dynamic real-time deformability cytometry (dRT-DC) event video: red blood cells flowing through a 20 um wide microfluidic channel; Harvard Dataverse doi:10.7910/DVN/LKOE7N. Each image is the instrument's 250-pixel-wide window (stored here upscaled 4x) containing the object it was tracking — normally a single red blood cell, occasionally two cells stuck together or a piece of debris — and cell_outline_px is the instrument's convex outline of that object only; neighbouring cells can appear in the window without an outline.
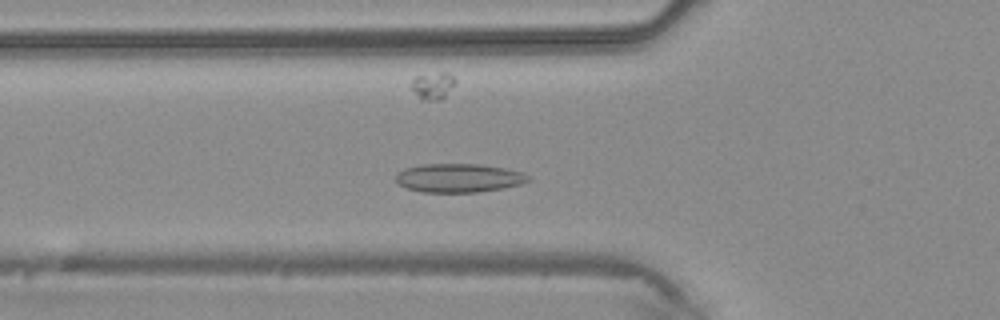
{"species": "common noctule bat (a hibernating species)", "species_latin": "Nyctalus noctula", "temperature_condition": "warm", "stored_images_in_passage": 38, "camera_frame_rate_fps": 3000, "um_per_image_px": 0.085, "animal": {"sex": "male", "body_mass_g": 20.4}, "frame": {"image": 1, "passage_image": 10, "time_ms": 3.0, "image_size_px": [1000, 320], "cell_outline_px": [[532, 180], [520, 184], [504, 188], [476, 192], [420, 192], [408, 188], [400, 184], [396, 180], [396, 172], [404, 168], [420, 164], [480, 164], [504, 168], [524, 172]], "centroid_in_image_um": [39.0, 15.12], "position_along_channel_um": 86.8, "area_um2": 22.25}}
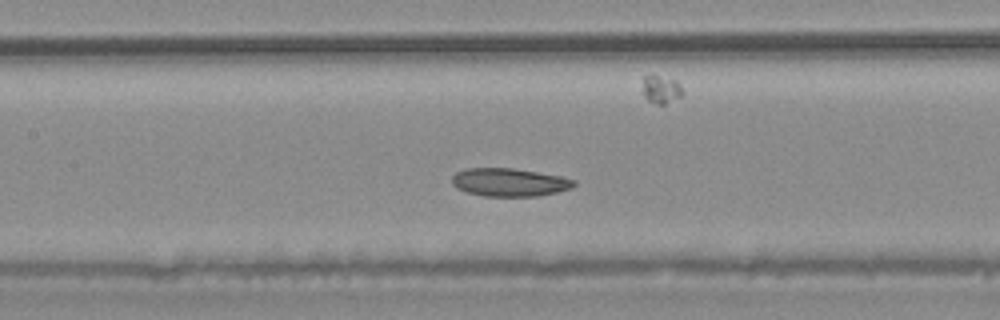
{"frame": {"image": 2, "passage_image": 15, "time_ms": 4.667, "image_size_px": [1000, 320], "cell_outline_px": [[576, 184], [572, 188], [540, 196], [484, 196], [468, 192], [456, 188], [452, 184], [452, 176], [456, 172], [468, 168], [512, 168], [560, 176], [576, 180]], "centroid_in_image_um": [43.3, 15.5], "position_along_channel_um": 164.1, "area_um2": 19.94}}
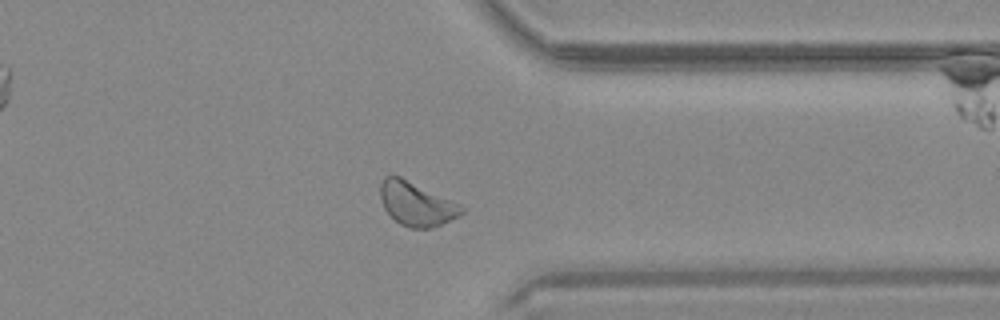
{"frame": {"image": 3, "passage_image": 29, "time_ms": 9.333, "image_size_px": [1000, 320], "cell_outline_px": [[464, 212], [460, 216], [432, 228], [412, 228], [400, 224], [384, 208], [380, 196], [380, 184], [384, 176], [400, 176], [452, 200], [460, 204], [464, 208]], "centroid_in_image_um": [35.41, 17.33], "position_along_channel_um": 376.0, "area_um2": 20.63}}